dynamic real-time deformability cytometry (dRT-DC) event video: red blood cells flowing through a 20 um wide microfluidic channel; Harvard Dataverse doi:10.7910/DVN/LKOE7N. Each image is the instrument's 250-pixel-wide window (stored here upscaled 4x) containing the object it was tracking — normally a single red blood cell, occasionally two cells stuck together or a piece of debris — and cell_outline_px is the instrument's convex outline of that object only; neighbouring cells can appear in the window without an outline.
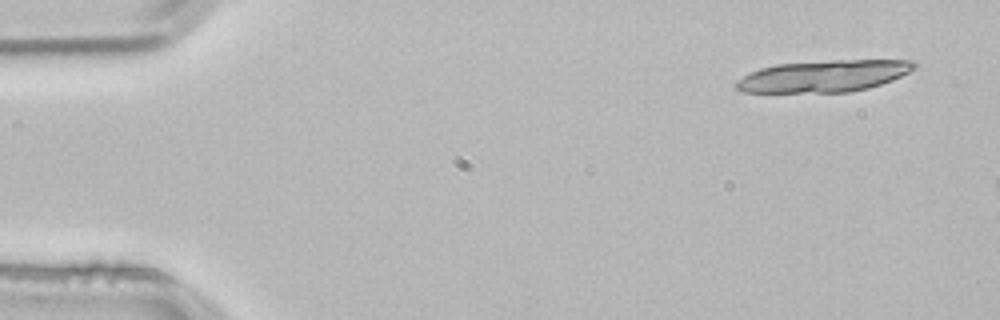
{"species": "common noctule bat (a hibernating species)", "species_latin": "Nyctalus noctula", "temperature_condition": "room temperature", "stored_images_in_passage": 3, "camera_frame_rate_fps": 3000, "um_per_image_px": 0.085, "animal": {"sex": "male", "body_mass_g": 21.5, "forearm_length_mm": 52.0}, "frame": {"image": 1, "passage_image": 1, "time_ms": 0.0, "image_size_px": [1000, 320], "cell_outline_px": [[920, 64], [916, 68], [892, 80], [868, 88], [852, 92], [740, 92], [736, 88], [736, 80], [760, 68], [776, 64], [832, 60], [912, 60]], "centroid_in_image_um": [70.05, 6.46], "position_along_channel_um": 15.0, "area_um2": 32.95}}